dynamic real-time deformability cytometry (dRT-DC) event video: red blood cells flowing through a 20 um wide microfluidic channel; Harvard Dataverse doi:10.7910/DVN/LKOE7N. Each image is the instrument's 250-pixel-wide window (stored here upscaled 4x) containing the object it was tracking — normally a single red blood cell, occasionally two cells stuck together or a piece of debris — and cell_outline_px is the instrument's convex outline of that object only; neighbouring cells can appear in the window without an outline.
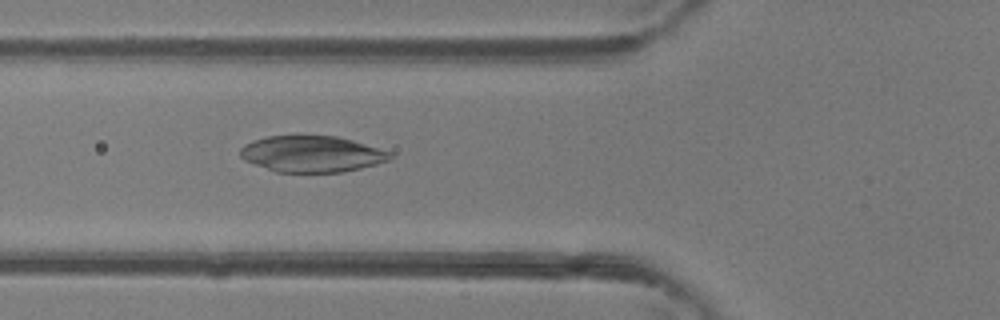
{"species": "common noctule bat (a hibernating species)", "species_latin": "Nyctalus noctula", "temperature_condition": "room temperature", "stored_images_in_passage": 47, "camera_frame_rate_fps": 3000, "um_per_image_px": 0.085, "animal": {"sex": "female"}, "frame": {"image": 1, "passage_image": 17, "time_ms": 5.333, "image_size_px": [1000, 320], "cell_outline_px": [[392, 156], [388, 160], [376, 164], [344, 172], [276, 172], [244, 160], [240, 156], [240, 148], [244, 144], [252, 140], [268, 136], [336, 136], [352, 140], [392, 152]], "centroid_in_image_um": [26.48, 13.09], "position_along_channel_um": 99.3, "area_um2": 31.56}}
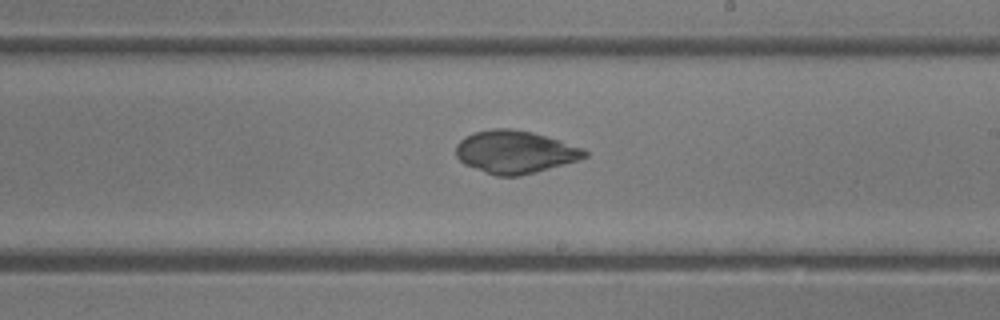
{"frame": {"image": 2, "passage_image": 27, "time_ms": 8.667, "image_size_px": [1000, 320], "cell_outline_px": [[588, 156], [580, 160], [536, 172], [520, 176], [496, 176], [484, 172], [464, 164], [456, 156], [456, 144], [464, 136], [476, 132], [492, 128], [512, 128], [532, 132], [560, 140], [584, 148], [588, 152]], "centroid_in_image_um": [43.79, 12.92], "position_along_channel_um": 245.2, "area_um2": 32.31}}
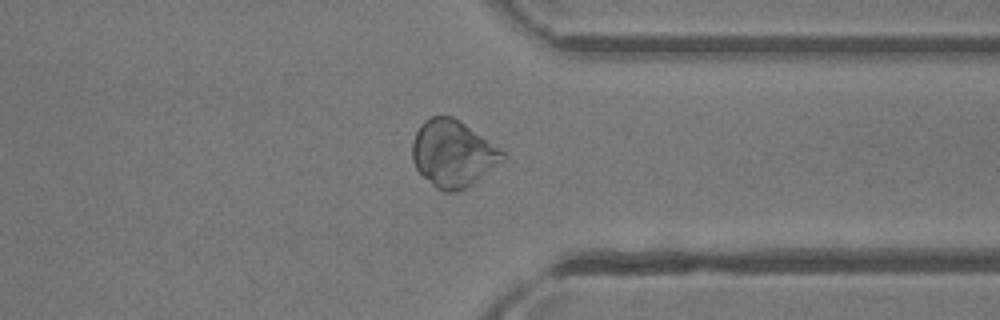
{"frame": {"image": 3, "passage_image": 36, "time_ms": 11.667, "image_size_px": [1000, 320], "cell_outline_px": [[504, 160], [464, 188], [456, 192], [444, 192], [436, 188], [416, 168], [412, 160], [412, 140], [420, 124], [424, 120], [432, 116], [452, 116], [460, 120], [500, 148], [504, 152]], "centroid_in_image_um": [38.46, 13.03], "position_along_channel_um": 372.9, "area_um2": 34.74}}